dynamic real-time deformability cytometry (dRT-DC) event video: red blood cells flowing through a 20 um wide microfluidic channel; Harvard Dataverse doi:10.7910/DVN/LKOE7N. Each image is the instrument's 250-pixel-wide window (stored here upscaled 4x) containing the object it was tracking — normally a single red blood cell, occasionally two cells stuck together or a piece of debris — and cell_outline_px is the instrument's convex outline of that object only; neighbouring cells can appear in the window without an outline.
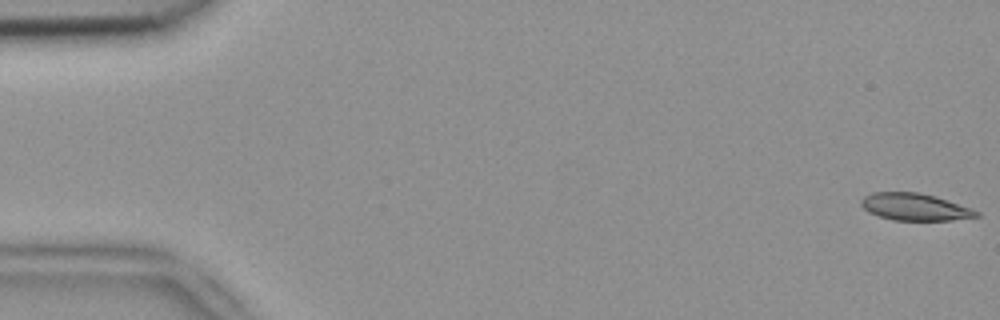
{"species": "common noctule bat (a hibernating species)", "species_latin": "Nyctalus noctula", "temperature_condition": "room temperature", "stored_images_in_passage": 9, "camera_frame_rate_fps": 3000, "um_per_image_px": 0.085, "animal": {"sex": "female", "body_mass_g": 18.4}, "frame": {"image": 1, "passage_image": 1, "time_ms": 0.0, "image_size_px": [1000, 320], "cell_outline_px": [[980, 216], [952, 220], [892, 220], [868, 212], [860, 204], [860, 200], [864, 196], [872, 192], [920, 192], [936, 196], [972, 208], [980, 212]], "centroid_in_image_um": [77.77, 17.58], "position_along_channel_um": 7.2, "area_um2": 18.32}}